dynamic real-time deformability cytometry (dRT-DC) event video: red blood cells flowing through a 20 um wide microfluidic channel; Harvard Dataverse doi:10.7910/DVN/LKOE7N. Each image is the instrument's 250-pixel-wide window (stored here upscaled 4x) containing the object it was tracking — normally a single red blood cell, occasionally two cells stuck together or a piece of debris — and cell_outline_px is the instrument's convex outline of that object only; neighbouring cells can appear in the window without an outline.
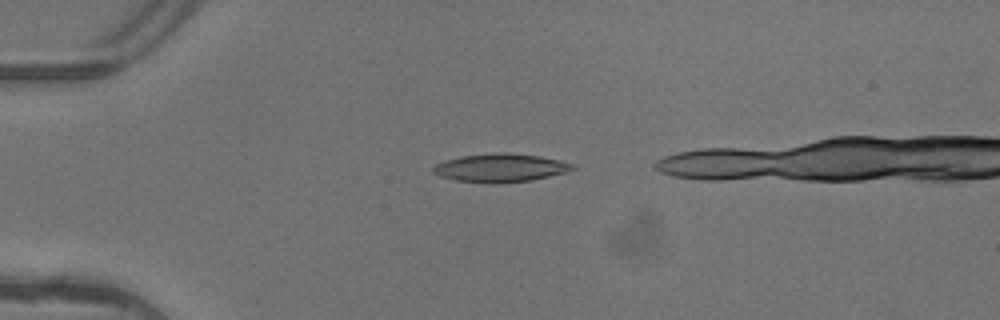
{"species": "common noctule bat (a hibernating species)", "species_latin": "Nyctalus noctula", "temperature_condition": "warm", "stored_images_in_passage": 3, "camera_frame_rate_fps": 3000, "um_per_image_px": 0.085, "animal": {"sex": "female"}, "frame": {"image": 1, "passage_image": 2, "time_ms": 0.333, "image_size_px": [1000, 320], "cell_outline_px": [[576, 168], [564, 172], [532, 180], [456, 180], [440, 176], [432, 172], [432, 168], [436, 164], [444, 160], [460, 156], [492, 152], [504, 152], [540, 156], [560, 160], [576, 164]], "centroid_in_image_um": [42.55, 14.2], "position_along_channel_um": 42.5, "area_um2": 22.08}}